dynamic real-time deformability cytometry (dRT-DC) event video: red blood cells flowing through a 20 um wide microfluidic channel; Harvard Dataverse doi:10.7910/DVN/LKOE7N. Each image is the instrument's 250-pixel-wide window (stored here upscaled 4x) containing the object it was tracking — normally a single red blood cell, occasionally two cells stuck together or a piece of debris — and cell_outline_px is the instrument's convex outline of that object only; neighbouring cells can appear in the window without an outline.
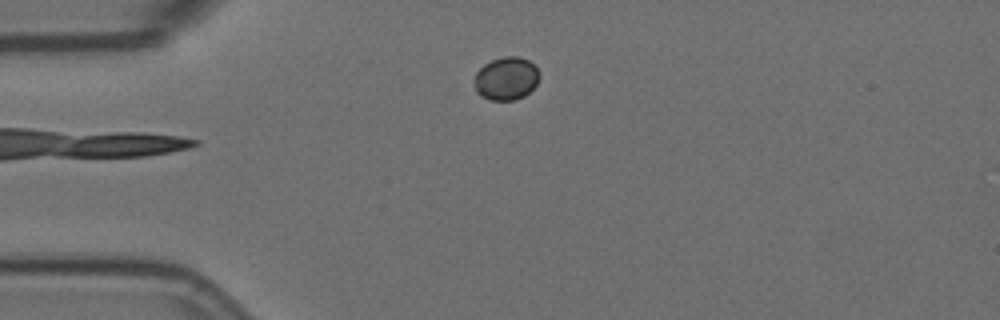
{"species": "Egyptian fruit bat (a non-hibernating species)", "species_latin": "Rousettus aegyptiacus", "temperature_condition": "room temperature", "stored_images_in_passage": 5, "segment_of_instrument_passage": [2, 2], "camera_frame_rate_fps": 3000, "um_per_image_px": 0.085, "animal": {"sex": "female"}, "frame": {"image": 1, "passage_image": 5, "time_ms": 1.333, "image_size_px": [1000, 320], "cell_outline_px": [[540, 76], [536, 84], [524, 96], [512, 100], [488, 100], [480, 96], [476, 92], [472, 80], [476, 72], [484, 64], [492, 60], [504, 56], [520, 56], [528, 60], [540, 72]], "centroid_in_image_um": [42.99, 6.67], "position_along_channel_um": 42.0, "area_um2": 16.53}}